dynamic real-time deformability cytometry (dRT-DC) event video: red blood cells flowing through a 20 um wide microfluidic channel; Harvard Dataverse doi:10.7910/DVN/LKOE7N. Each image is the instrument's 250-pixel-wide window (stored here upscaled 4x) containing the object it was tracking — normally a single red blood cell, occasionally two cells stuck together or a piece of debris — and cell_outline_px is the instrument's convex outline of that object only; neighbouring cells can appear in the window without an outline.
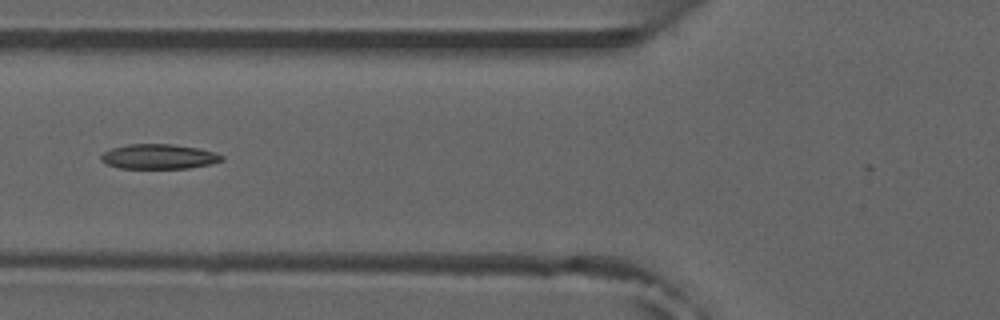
{"species": "common noctule bat (a hibernating species)", "species_latin": "Nyctalus noctula", "temperature_condition": "room temperature", "stored_images_in_passage": 40, "camera_frame_rate_fps": 3000, "um_per_image_px": 0.085, "animal": {"sex": "male", "forearm_length_mm": 52.5}, "frame": {"image": 1, "passage_image": 12, "time_ms": 3.667, "image_size_px": [1000, 320], "cell_outline_px": [[224, 160], [212, 164], [188, 168], [120, 168], [108, 164], [100, 160], [100, 156], [104, 152], [112, 148], [128, 144], [172, 144], [200, 148], [216, 152], [224, 156]], "centroid_in_image_um": [13.55, 13.3], "position_along_channel_um": 112.3, "area_um2": 17.57}, "authors_computed_cell_mechanics": {"area_um2": 17.5134, "velocity_mm_per_s": 3.922, "shape_relaxation_time_tau1_ms": null, "shape_relaxation_time_tau2_ms": 5.3928, "deformation_change_tau1": null, "deformation_change_tau2": 0.1452}}